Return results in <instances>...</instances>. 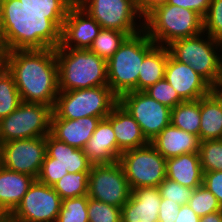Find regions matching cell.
<instances>
[{
	"instance_id": "d590c367",
	"label": "cell",
	"mask_w": 222,
	"mask_h": 222,
	"mask_svg": "<svg viewBox=\"0 0 222 222\" xmlns=\"http://www.w3.org/2000/svg\"><path fill=\"white\" fill-rule=\"evenodd\" d=\"M161 198L168 199L179 205H187L194 189L180 185L178 182L165 178L158 186Z\"/></svg>"
},
{
	"instance_id": "e0dca14e",
	"label": "cell",
	"mask_w": 222,
	"mask_h": 222,
	"mask_svg": "<svg viewBox=\"0 0 222 222\" xmlns=\"http://www.w3.org/2000/svg\"><path fill=\"white\" fill-rule=\"evenodd\" d=\"M161 199L158 187L132 190L129 201L121 207L122 222H158Z\"/></svg>"
},
{
	"instance_id": "8d00e7d4",
	"label": "cell",
	"mask_w": 222,
	"mask_h": 222,
	"mask_svg": "<svg viewBox=\"0 0 222 222\" xmlns=\"http://www.w3.org/2000/svg\"><path fill=\"white\" fill-rule=\"evenodd\" d=\"M204 20V32L222 42V0H211Z\"/></svg>"
},
{
	"instance_id": "30bf717a",
	"label": "cell",
	"mask_w": 222,
	"mask_h": 222,
	"mask_svg": "<svg viewBox=\"0 0 222 222\" xmlns=\"http://www.w3.org/2000/svg\"><path fill=\"white\" fill-rule=\"evenodd\" d=\"M76 3L102 28L122 31L128 36L144 30V20L134 0H76ZM138 18L140 23L135 22Z\"/></svg>"
},
{
	"instance_id": "8fae6325",
	"label": "cell",
	"mask_w": 222,
	"mask_h": 222,
	"mask_svg": "<svg viewBox=\"0 0 222 222\" xmlns=\"http://www.w3.org/2000/svg\"><path fill=\"white\" fill-rule=\"evenodd\" d=\"M118 102L137 121L149 142L171 124V109L144 91L127 92L118 98Z\"/></svg>"
},
{
	"instance_id": "c3c4849f",
	"label": "cell",
	"mask_w": 222,
	"mask_h": 222,
	"mask_svg": "<svg viewBox=\"0 0 222 222\" xmlns=\"http://www.w3.org/2000/svg\"><path fill=\"white\" fill-rule=\"evenodd\" d=\"M14 222H44V221H27V220H13Z\"/></svg>"
},
{
	"instance_id": "7402d4cb",
	"label": "cell",
	"mask_w": 222,
	"mask_h": 222,
	"mask_svg": "<svg viewBox=\"0 0 222 222\" xmlns=\"http://www.w3.org/2000/svg\"><path fill=\"white\" fill-rule=\"evenodd\" d=\"M36 178L0 165V207L9 216L22 201Z\"/></svg>"
},
{
	"instance_id": "d4e9b609",
	"label": "cell",
	"mask_w": 222,
	"mask_h": 222,
	"mask_svg": "<svg viewBox=\"0 0 222 222\" xmlns=\"http://www.w3.org/2000/svg\"><path fill=\"white\" fill-rule=\"evenodd\" d=\"M200 141L222 137V101L212 91L200 98Z\"/></svg>"
},
{
	"instance_id": "4fadbf2b",
	"label": "cell",
	"mask_w": 222,
	"mask_h": 222,
	"mask_svg": "<svg viewBox=\"0 0 222 222\" xmlns=\"http://www.w3.org/2000/svg\"><path fill=\"white\" fill-rule=\"evenodd\" d=\"M46 155V136L11 140L0 144L1 165L11 171L38 178Z\"/></svg>"
},
{
	"instance_id": "74e56055",
	"label": "cell",
	"mask_w": 222,
	"mask_h": 222,
	"mask_svg": "<svg viewBox=\"0 0 222 222\" xmlns=\"http://www.w3.org/2000/svg\"><path fill=\"white\" fill-rule=\"evenodd\" d=\"M66 174H68L66 169L57 163H51V157L46 154L37 180L48 186H53Z\"/></svg>"
},
{
	"instance_id": "484cf974",
	"label": "cell",
	"mask_w": 222,
	"mask_h": 222,
	"mask_svg": "<svg viewBox=\"0 0 222 222\" xmlns=\"http://www.w3.org/2000/svg\"><path fill=\"white\" fill-rule=\"evenodd\" d=\"M169 54L167 46L156 45L144 57L139 70L137 91H145L156 82L164 79Z\"/></svg>"
},
{
	"instance_id": "d6a6232c",
	"label": "cell",
	"mask_w": 222,
	"mask_h": 222,
	"mask_svg": "<svg viewBox=\"0 0 222 222\" xmlns=\"http://www.w3.org/2000/svg\"><path fill=\"white\" fill-rule=\"evenodd\" d=\"M188 205L199 217L222 210L217 198L203 185L194 189Z\"/></svg>"
},
{
	"instance_id": "6da1fadb",
	"label": "cell",
	"mask_w": 222,
	"mask_h": 222,
	"mask_svg": "<svg viewBox=\"0 0 222 222\" xmlns=\"http://www.w3.org/2000/svg\"><path fill=\"white\" fill-rule=\"evenodd\" d=\"M69 10H34L20 0H0L1 52L56 49Z\"/></svg>"
},
{
	"instance_id": "5b68a950",
	"label": "cell",
	"mask_w": 222,
	"mask_h": 222,
	"mask_svg": "<svg viewBox=\"0 0 222 222\" xmlns=\"http://www.w3.org/2000/svg\"><path fill=\"white\" fill-rule=\"evenodd\" d=\"M144 31L159 46L198 35L204 31L203 17L195 11L166 3L144 19Z\"/></svg>"
},
{
	"instance_id": "83f0119b",
	"label": "cell",
	"mask_w": 222,
	"mask_h": 222,
	"mask_svg": "<svg viewBox=\"0 0 222 222\" xmlns=\"http://www.w3.org/2000/svg\"><path fill=\"white\" fill-rule=\"evenodd\" d=\"M19 91L12 74L0 65V120L16 110L21 103Z\"/></svg>"
},
{
	"instance_id": "bcb514c9",
	"label": "cell",
	"mask_w": 222,
	"mask_h": 222,
	"mask_svg": "<svg viewBox=\"0 0 222 222\" xmlns=\"http://www.w3.org/2000/svg\"><path fill=\"white\" fill-rule=\"evenodd\" d=\"M212 91L222 101V76L218 79L216 84L213 86Z\"/></svg>"
},
{
	"instance_id": "7c38bea8",
	"label": "cell",
	"mask_w": 222,
	"mask_h": 222,
	"mask_svg": "<svg viewBox=\"0 0 222 222\" xmlns=\"http://www.w3.org/2000/svg\"><path fill=\"white\" fill-rule=\"evenodd\" d=\"M131 192L118 161L113 164L92 165L89 172V198L121 208L129 201Z\"/></svg>"
},
{
	"instance_id": "5bb4252c",
	"label": "cell",
	"mask_w": 222,
	"mask_h": 222,
	"mask_svg": "<svg viewBox=\"0 0 222 222\" xmlns=\"http://www.w3.org/2000/svg\"><path fill=\"white\" fill-rule=\"evenodd\" d=\"M61 206L62 199L52 186L36 179L8 217L11 220L56 222Z\"/></svg>"
},
{
	"instance_id": "f6af8a7d",
	"label": "cell",
	"mask_w": 222,
	"mask_h": 222,
	"mask_svg": "<svg viewBox=\"0 0 222 222\" xmlns=\"http://www.w3.org/2000/svg\"><path fill=\"white\" fill-rule=\"evenodd\" d=\"M199 222H222V210L200 217Z\"/></svg>"
},
{
	"instance_id": "f907efd6",
	"label": "cell",
	"mask_w": 222,
	"mask_h": 222,
	"mask_svg": "<svg viewBox=\"0 0 222 222\" xmlns=\"http://www.w3.org/2000/svg\"><path fill=\"white\" fill-rule=\"evenodd\" d=\"M2 63V52H1V49H0V65Z\"/></svg>"
},
{
	"instance_id": "4dcf8cb0",
	"label": "cell",
	"mask_w": 222,
	"mask_h": 222,
	"mask_svg": "<svg viewBox=\"0 0 222 222\" xmlns=\"http://www.w3.org/2000/svg\"><path fill=\"white\" fill-rule=\"evenodd\" d=\"M87 208L88 196L63 199L56 222H89Z\"/></svg>"
},
{
	"instance_id": "ee69618b",
	"label": "cell",
	"mask_w": 222,
	"mask_h": 222,
	"mask_svg": "<svg viewBox=\"0 0 222 222\" xmlns=\"http://www.w3.org/2000/svg\"><path fill=\"white\" fill-rule=\"evenodd\" d=\"M200 217L190 208V206H180L175 222H199Z\"/></svg>"
},
{
	"instance_id": "52a82bcc",
	"label": "cell",
	"mask_w": 222,
	"mask_h": 222,
	"mask_svg": "<svg viewBox=\"0 0 222 222\" xmlns=\"http://www.w3.org/2000/svg\"><path fill=\"white\" fill-rule=\"evenodd\" d=\"M118 103V97L109 86L59 91L51 118L79 119L106 118Z\"/></svg>"
},
{
	"instance_id": "8992f818",
	"label": "cell",
	"mask_w": 222,
	"mask_h": 222,
	"mask_svg": "<svg viewBox=\"0 0 222 222\" xmlns=\"http://www.w3.org/2000/svg\"><path fill=\"white\" fill-rule=\"evenodd\" d=\"M167 48L175 60L190 65L212 87L222 76V42L204 31L192 37L177 39Z\"/></svg>"
},
{
	"instance_id": "7a4b0ae2",
	"label": "cell",
	"mask_w": 222,
	"mask_h": 222,
	"mask_svg": "<svg viewBox=\"0 0 222 222\" xmlns=\"http://www.w3.org/2000/svg\"><path fill=\"white\" fill-rule=\"evenodd\" d=\"M2 64L12 74L21 101L44 104L53 109L59 93L55 49L3 52Z\"/></svg>"
},
{
	"instance_id": "60d3db41",
	"label": "cell",
	"mask_w": 222,
	"mask_h": 222,
	"mask_svg": "<svg viewBox=\"0 0 222 222\" xmlns=\"http://www.w3.org/2000/svg\"><path fill=\"white\" fill-rule=\"evenodd\" d=\"M167 3L195 11L204 18L209 10L211 0H168Z\"/></svg>"
},
{
	"instance_id": "ab89813d",
	"label": "cell",
	"mask_w": 222,
	"mask_h": 222,
	"mask_svg": "<svg viewBox=\"0 0 222 222\" xmlns=\"http://www.w3.org/2000/svg\"><path fill=\"white\" fill-rule=\"evenodd\" d=\"M202 185L217 198L222 207V171L204 172Z\"/></svg>"
},
{
	"instance_id": "9c48e42d",
	"label": "cell",
	"mask_w": 222,
	"mask_h": 222,
	"mask_svg": "<svg viewBox=\"0 0 222 222\" xmlns=\"http://www.w3.org/2000/svg\"><path fill=\"white\" fill-rule=\"evenodd\" d=\"M118 162L131 190L158 187L166 178V159L150 143L122 152Z\"/></svg>"
},
{
	"instance_id": "b9f144b4",
	"label": "cell",
	"mask_w": 222,
	"mask_h": 222,
	"mask_svg": "<svg viewBox=\"0 0 222 222\" xmlns=\"http://www.w3.org/2000/svg\"><path fill=\"white\" fill-rule=\"evenodd\" d=\"M180 206L178 203L171 202L168 199H161L158 222H175Z\"/></svg>"
},
{
	"instance_id": "7dc6e473",
	"label": "cell",
	"mask_w": 222,
	"mask_h": 222,
	"mask_svg": "<svg viewBox=\"0 0 222 222\" xmlns=\"http://www.w3.org/2000/svg\"><path fill=\"white\" fill-rule=\"evenodd\" d=\"M7 218H8V215L0 207V222L6 220Z\"/></svg>"
},
{
	"instance_id": "ba28073f",
	"label": "cell",
	"mask_w": 222,
	"mask_h": 222,
	"mask_svg": "<svg viewBox=\"0 0 222 222\" xmlns=\"http://www.w3.org/2000/svg\"><path fill=\"white\" fill-rule=\"evenodd\" d=\"M51 116L50 106L22 101L16 110L0 120V144L47 136L50 134Z\"/></svg>"
},
{
	"instance_id": "e575fe53",
	"label": "cell",
	"mask_w": 222,
	"mask_h": 222,
	"mask_svg": "<svg viewBox=\"0 0 222 222\" xmlns=\"http://www.w3.org/2000/svg\"><path fill=\"white\" fill-rule=\"evenodd\" d=\"M144 92L170 109H173L176 105L184 102V100L178 95L177 91L165 78L156 82Z\"/></svg>"
},
{
	"instance_id": "f546056e",
	"label": "cell",
	"mask_w": 222,
	"mask_h": 222,
	"mask_svg": "<svg viewBox=\"0 0 222 222\" xmlns=\"http://www.w3.org/2000/svg\"><path fill=\"white\" fill-rule=\"evenodd\" d=\"M89 172L66 174L52 188L61 199L88 196Z\"/></svg>"
},
{
	"instance_id": "f35d334b",
	"label": "cell",
	"mask_w": 222,
	"mask_h": 222,
	"mask_svg": "<svg viewBox=\"0 0 222 222\" xmlns=\"http://www.w3.org/2000/svg\"><path fill=\"white\" fill-rule=\"evenodd\" d=\"M28 9L69 10L76 0H20Z\"/></svg>"
},
{
	"instance_id": "9a60e30c",
	"label": "cell",
	"mask_w": 222,
	"mask_h": 222,
	"mask_svg": "<svg viewBox=\"0 0 222 222\" xmlns=\"http://www.w3.org/2000/svg\"><path fill=\"white\" fill-rule=\"evenodd\" d=\"M101 29L99 23L75 2L63 22L60 46L65 49H89Z\"/></svg>"
},
{
	"instance_id": "d6986e66",
	"label": "cell",
	"mask_w": 222,
	"mask_h": 222,
	"mask_svg": "<svg viewBox=\"0 0 222 222\" xmlns=\"http://www.w3.org/2000/svg\"><path fill=\"white\" fill-rule=\"evenodd\" d=\"M100 117L79 119L51 118L50 134L59 141L83 149L92 137Z\"/></svg>"
},
{
	"instance_id": "277c9868",
	"label": "cell",
	"mask_w": 222,
	"mask_h": 222,
	"mask_svg": "<svg viewBox=\"0 0 222 222\" xmlns=\"http://www.w3.org/2000/svg\"><path fill=\"white\" fill-rule=\"evenodd\" d=\"M155 46L142 30L128 36L107 61L108 86L118 98L127 92L137 91L141 63Z\"/></svg>"
},
{
	"instance_id": "681fc988",
	"label": "cell",
	"mask_w": 222,
	"mask_h": 222,
	"mask_svg": "<svg viewBox=\"0 0 222 222\" xmlns=\"http://www.w3.org/2000/svg\"><path fill=\"white\" fill-rule=\"evenodd\" d=\"M2 222H14V221L11 220V219L8 217L6 220H4V221H2Z\"/></svg>"
},
{
	"instance_id": "2e32d148",
	"label": "cell",
	"mask_w": 222,
	"mask_h": 222,
	"mask_svg": "<svg viewBox=\"0 0 222 222\" xmlns=\"http://www.w3.org/2000/svg\"><path fill=\"white\" fill-rule=\"evenodd\" d=\"M164 78L184 101L199 100L212 92V86L194 69L175 60L170 54Z\"/></svg>"
},
{
	"instance_id": "ffe728a7",
	"label": "cell",
	"mask_w": 222,
	"mask_h": 222,
	"mask_svg": "<svg viewBox=\"0 0 222 222\" xmlns=\"http://www.w3.org/2000/svg\"><path fill=\"white\" fill-rule=\"evenodd\" d=\"M106 119L112 125L117 147L121 152L143 147L150 143L137 121L119 102L113 107Z\"/></svg>"
},
{
	"instance_id": "1f68e13d",
	"label": "cell",
	"mask_w": 222,
	"mask_h": 222,
	"mask_svg": "<svg viewBox=\"0 0 222 222\" xmlns=\"http://www.w3.org/2000/svg\"><path fill=\"white\" fill-rule=\"evenodd\" d=\"M199 157L203 172L222 171V140L200 141Z\"/></svg>"
},
{
	"instance_id": "836d02e7",
	"label": "cell",
	"mask_w": 222,
	"mask_h": 222,
	"mask_svg": "<svg viewBox=\"0 0 222 222\" xmlns=\"http://www.w3.org/2000/svg\"><path fill=\"white\" fill-rule=\"evenodd\" d=\"M89 222H122L121 208L88 197Z\"/></svg>"
},
{
	"instance_id": "603a6c76",
	"label": "cell",
	"mask_w": 222,
	"mask_h": 222,
	"mask_svg": "<svg viewBox=\"0 0 222 222\" xmlns=\"http://www.w3.org/2000/svg\"><path fill=\"white\" fill-rule=\"evenodd\" d=\"M166 178L192 189L202 185L203 169L199 153H186L166 159Z\"/></svg>"
},
{
	"instance_id": "7bdbcfd3",
	"label": "cell",
	"mask_w": 222,
	"mask_h": 222,
	"mask_svg": "<svg viewBox=\"0 0 222 222\" xmlns=\"http://www.w3.org/2000/svg\"><path fill=\"white\" fill-rule=\"evenodd\" d=\"M143 20L156 8L165 5L168 0H134Z\"/></svg>"
},
{
	"instance_id": "4316f807",
	"label": "cell",
	"mask_w": 222,
	"mask_h": 222,
	"mask_svg": "<svg viewBox=\"0 0 222 222\" xmlns=\"http://www.w3.org/2000/svg\"><path fill=\"white\" fill-rule=\"evenodd\" d=\"M200 99L184 101L171 109V124L192 133L200 140Z\"/></svg>"
},
{
	"instance_id": "f1b7e54d",
	"label": "cell",
	"mask_w": 222,
	"mask_h": 222,
	"mask_svg": "<svg viewBox=\"0 0 222 222\" xmlns=\"http://www.w3.org/2000/svg\"><path fill=\"white\" fill-rule=\"evenodd\" d=\"M127 37L125 32L102 28L89 50L108 61Z\"/></svg>"
},
{
	"instance_id": "ac0fdd59",
	"label": "cell",
	"mask_w": 222,
	"mask_h": 222,
	"mask_svg": "<svg viewBox=\"0 0 222 222\" xmlns=\"http://www.w3.org/2000/svg\"><path fill=\"white\" fill-rule=\"evenodd\" d=\"M83 152L93 165L113 164L122 152L117 147L116 136L111 123L101 119Z\"/></svg>"
},
{
	"instance_id": "cb8c5ba5",
	"label": "cell",
	"mask_w": 222,
	"mask_h": 222,
	"mask_svg": "<svg viewBox=\"0 0 222 222\" xmlns=\"http://www.w3.org/2000/svg\"><path fill=\"white\" fill-rule=\"evenodd\" d=\"M46 154L51 157V163L61 165L70 174L90 172L93 165L84 154L83 149L59 141L51 134L46 136Z\"/></svg>"
},
{
	"instance_id": "44dd1931",
	"label": "cell",
	"mask_w": 222,
	"mask_h": 222,
	"mask_svg": "<svg viewBox=\"0 0 222 222\" xmlns=\"http://www.w3.org/2000/svg\"><path fill=\"white\" fill-rule=\"evenodd\" d=\"M150 144L168 159L186 153H198L200 140L198 136L169 124Z\"/></svg>"
},
{
	"instance_id": "3957f363",
	"label": "cell",
	"mask_w": 222,
	"mask_h": 222,
	"mask_svg": "<svg viewBox=\"0 0 222 222\" xmlns=\"http://www.w3.org/2000/svg\"><path fill=\"white\" fill-rule=\"evenodd\" d=\"M59 91L108 86L107 61L89 49H55Z\"/></svg>"
}]
</instances>
